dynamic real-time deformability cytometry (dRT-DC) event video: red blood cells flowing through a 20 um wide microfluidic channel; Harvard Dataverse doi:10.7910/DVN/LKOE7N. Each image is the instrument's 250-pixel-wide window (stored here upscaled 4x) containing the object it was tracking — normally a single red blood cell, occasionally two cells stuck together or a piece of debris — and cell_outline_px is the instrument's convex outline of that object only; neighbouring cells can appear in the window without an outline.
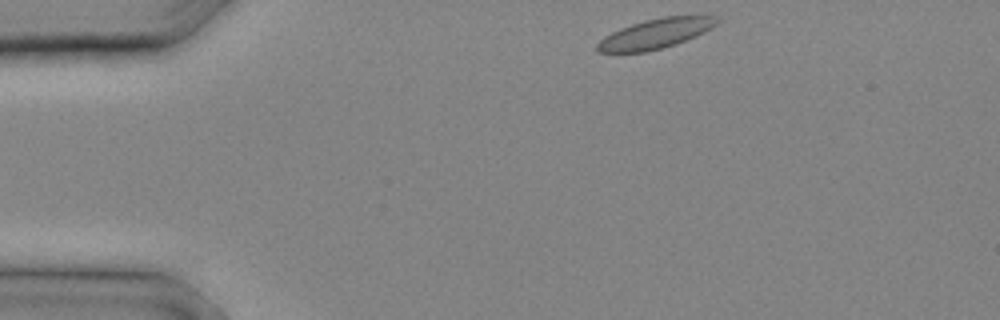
{"species": "common noctule bat (a hibernating species)", "species_latin": "Nyctalus noctula", "temperature_condition": "cold", "stored_images_in_passage": 6, "camera_frame_rate_fps": 3000, "um_per_image_px": 0.085, "animal": {"sex": "male", "body_mass_g": 20.4}, "frame": {"image": 1, "passage_image": 1, "time_ms": 0.0, "image_size_px": [1000, 320], "cell_outline_px": [[720, 20], [712, 28], [696, 36], [676, 44], [644, 52], [596, 52], [596, 44], [604, 36], [620, 28], [644, 20], [664, 16], [716, 16]], "centroid_in_image_um": [55.71, 2.86], "position_along_channel_um": 29.3, "area_um2": 20.69}}
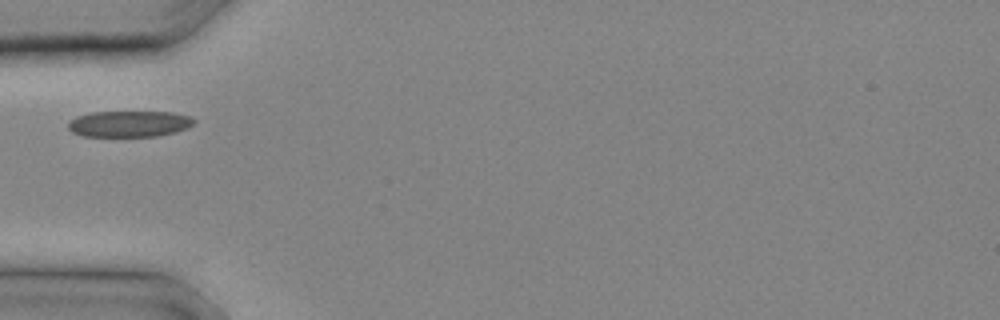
{"frame": {"image": 2, "passage_image": 5, "time_ms": 1.333, "image_size_px": [1000, 320], "cell_outline_px": [[196, 120], [188, 128], [176, 132], [156, 136], [84, 136], [72, 132], [68, 128], [68, 124], [76, 116], [92, 112], [172, 112], [188, 116]], "centroid_in_image_um": [10.99, 10.52], "position_along_channel_um": 74.0, "area_um2": 19.07}}